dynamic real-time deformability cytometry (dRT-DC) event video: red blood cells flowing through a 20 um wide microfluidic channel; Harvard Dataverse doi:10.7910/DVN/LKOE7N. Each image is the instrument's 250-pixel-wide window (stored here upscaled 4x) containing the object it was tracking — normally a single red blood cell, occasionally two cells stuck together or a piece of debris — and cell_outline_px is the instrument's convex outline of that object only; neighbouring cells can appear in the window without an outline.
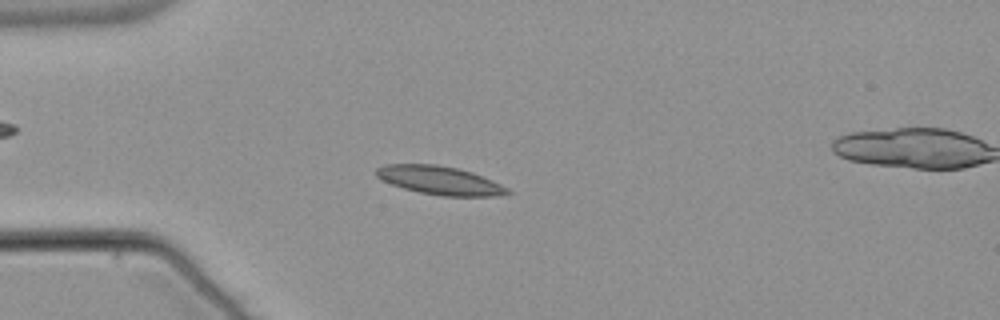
{"species": "common noctule bat (a hibernating species)", "species_latin": "Nyctalus noctula", "temperature_condition": "warm", "stored_images_in_passage": 39, "camera_frame_rate_fps": 3000, "um_per_image_px": 0.085, "animal": {"sex": "male", "body_mass_g": 21.5, "forearm_length_mm": 52.0}, "frame": {"image": 1, "passage_image": 6, "time_ms": 1.667, "image_size_px": [1000, 320], "cell_outline_px": [[512, 192], [496, 196], [444, 196], [420, 192], [404, 188], [392, 184], [376, 176], [376, 168], [384, 164], [436, 164], [456, 168], [472, 172], [492, 180], [508, 188]], "centroid_in_image_um": [37.38, 15.32], "position_along_channel_um": 47.6, "area_um2": 21.56}}
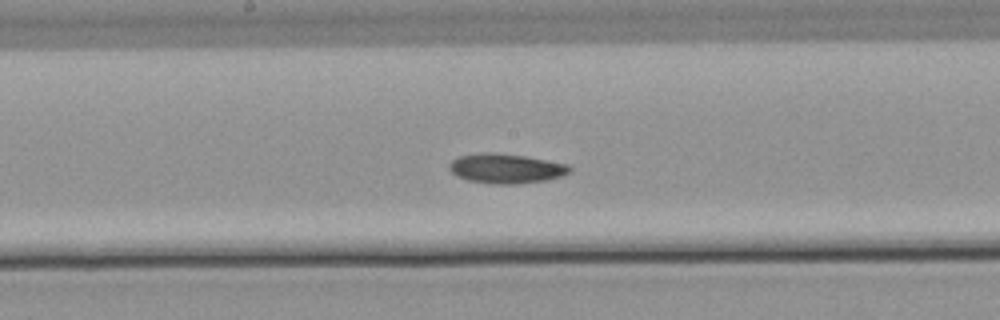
{"frame": {"image": 2, "passage_image": 20, "time_ms": 6.333, "image_size_px": [1000, 320], "cell_outline_px": [[572, 172], [560, 176], [544, 180], [516, 184], [492, 184], [468, 180], [456, 176], [448, 168], [448, 164], [452, 160], [460, 156], [480, 152], [492, 152], [524, 156], [568, 164], [572, 168]], "centroid_in_image_um": [42.99, 14.32], "position_along_channel_um": 205.2, "area_um2": 20.81}}
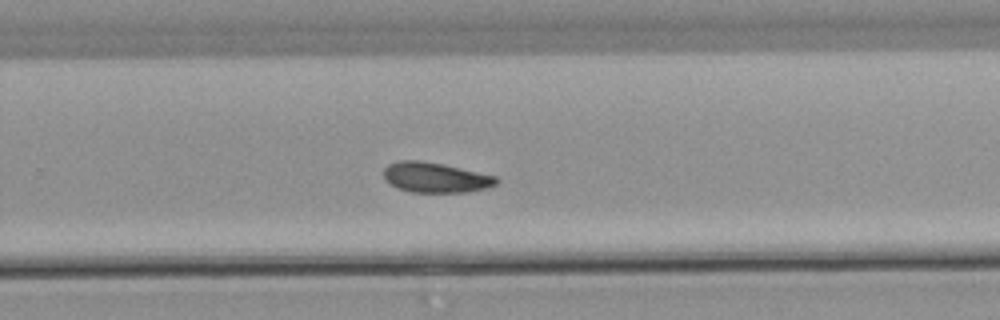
{"frame": {"image": 3, "passage_image": 27, "time_ms": 8.667, "image_size_px": [1000, 320], "cell_outline_px": [[500, 180], [496, 184], [488, 188], [468, 192], [412, 192], [396, 188], [384, 176], [384, 168], [388, 164], [396, 160], [420, 160], [460, 168], [496, 176]], "centroid_in_image_um": [37.02, 15.09], "position_along_channel_um": 292.8, "area_um2": 19.71}, "authors_computed_cell_mechanics": {"area_um2": 20.1722, "velocity_mm_per_s": 3.7671, "shape_relaxation_time_tau1_ms": 7.0852, "shape_relaxation_time_tau2_ms": null, "deformation_change_tau1": 0.1449, "deformation_change_tau2": null}}